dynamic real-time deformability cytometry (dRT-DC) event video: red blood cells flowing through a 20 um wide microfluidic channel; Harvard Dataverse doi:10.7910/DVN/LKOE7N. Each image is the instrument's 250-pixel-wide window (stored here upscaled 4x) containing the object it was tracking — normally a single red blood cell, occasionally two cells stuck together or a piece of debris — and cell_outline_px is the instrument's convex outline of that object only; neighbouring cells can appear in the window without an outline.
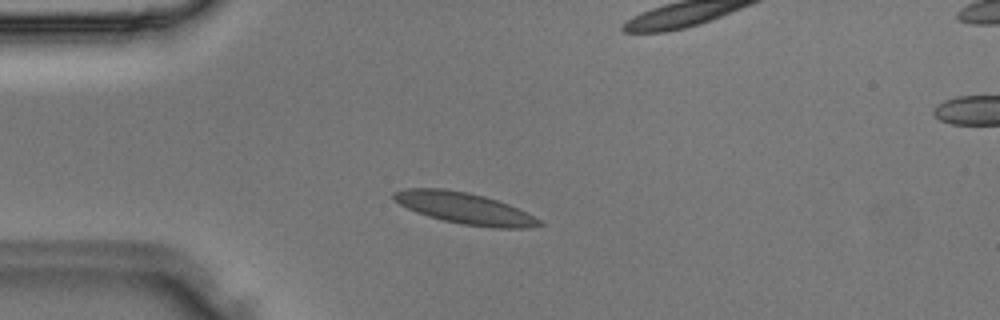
{"species": "Egyptian fruit bat (a non-hibernating species)", "species_latin": "Rousettus aegyptiacus", "temperature_condition": "room temperature", "stored_images_in_passage": 2, "camera_frame_rate_fps": 3000, "um_per_image_px": 0.085, "animal": {"sex": "male"}, "frame": {"image": 1, "passage_image": 1, "time_ms": 0.0, "image_size_px": [1000, 320], "cell_outline_px": [[544, 224], [528, 228], [492, 228], [460, 224], [428, 216], [416, 212], [400, 204], [392, 196], [392, 192], [404, 188], [444, 188], [468, 192], [484, 196], [508, 204], [540, 220]], "centroid_in_image_um": [39.46, 17.7], "position_along_channel_um": 45.5, "area_um2": 26.41}}